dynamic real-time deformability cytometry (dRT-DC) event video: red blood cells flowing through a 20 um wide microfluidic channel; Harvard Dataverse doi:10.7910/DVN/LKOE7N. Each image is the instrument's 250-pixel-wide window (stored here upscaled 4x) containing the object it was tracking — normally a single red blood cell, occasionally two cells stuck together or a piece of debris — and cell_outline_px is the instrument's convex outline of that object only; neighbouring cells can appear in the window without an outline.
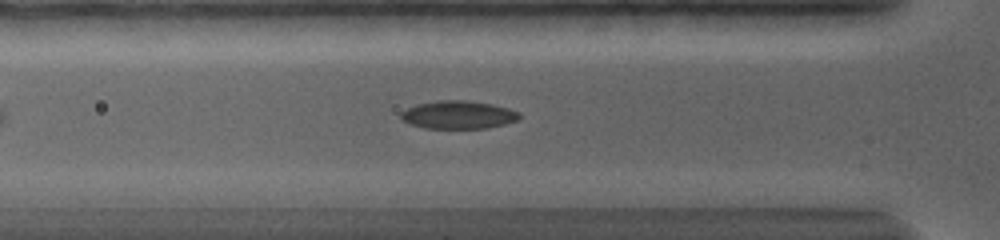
{"species": "common noctule bat (a hibernating species)", "species_latin": "Nyctalus noctula", "temperature_condition": "warm", "stored_images_in_passage": 38, "camera_frame_rate_fps": 5000, "um_per_image_px": 0.085, "animal": {"sex": "female", "body_mass_g": 19.0, "forearm_length_mm": 56.7}, "frame": {"image": 1, "passage_image": 5, "time_ms": 2.8, "image_size_px": [1000, 240], "cell_outline_px": [[520, 116], [516, 120], [504, 124], [488, 128], [424, 128], [412, 124], [404, 120], [400, 116], [400, 112], [416, 104], [436, 100], [468, 100], [492, 104], [508, 108], [520, 112]], "centroid_in_image_um": [38.95, 9.75], "position_along_channel_um": 86.8, "area_um2": 19.31}}
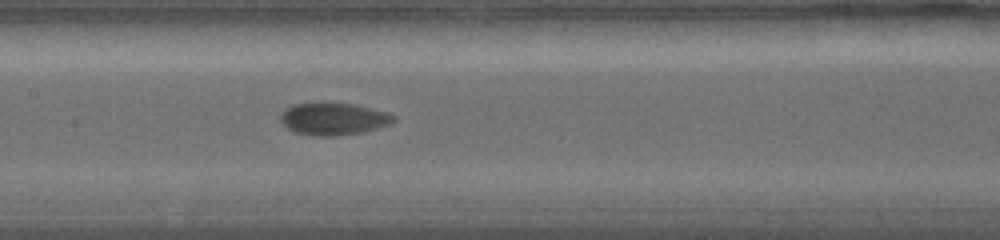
{"frame": {"image": 2, "passage_image": 12, "time_ms": 5.4, "image_size_px": [1000, 240], "cell_outline_px": [[396, 120], [392, 124], [360, 132], [336, 136], [316, 136], [296, 132], [288, 128], [280, 120], [280, 116], [284, 108], [296, 104], [356, 104], [388, 112], [396, 116]], "centroid_in_image_um": [28.39, 10.11], "position_along_channel_um": 179.0, "area_um2": 20.98}}
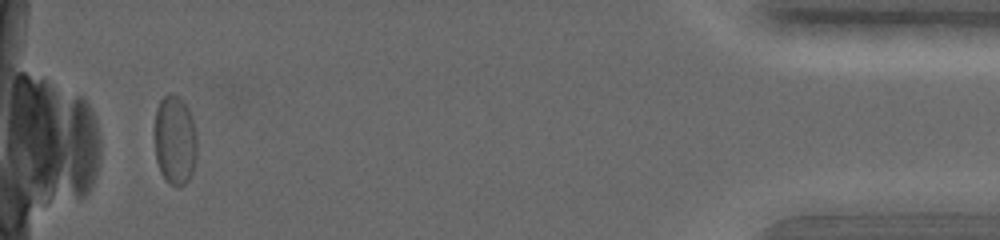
{"frame": {"image": 3, "passage_image": 31, "time_ms": 15.0, "image_size_px": [1000, 240], "cell_outline_px": [[196, 156], [192, 172], [188, 180], [180, 188], [176, 188], [160, 172], [156, 160], [152, 128], [156, 108], [160, 100], [168, 92], [172, 92], [184, 100], [192, 116], [196, 132]], "centroid_in_image_um": [14.83, 11.86], "position_along_channel_um": 420.4, "area_um2": 22.89}, "authors_computed_cell_mechanics": {"area_um2": 21.097, "velocity_mm_per_s": 3.5555, "shape_relaxation_time_tau1_ms": 3.7238, "shape_relaxation_time_tau2_ms": null, "deformation_change_tau1": 0.0816, "deformation_change_tau2": null}}